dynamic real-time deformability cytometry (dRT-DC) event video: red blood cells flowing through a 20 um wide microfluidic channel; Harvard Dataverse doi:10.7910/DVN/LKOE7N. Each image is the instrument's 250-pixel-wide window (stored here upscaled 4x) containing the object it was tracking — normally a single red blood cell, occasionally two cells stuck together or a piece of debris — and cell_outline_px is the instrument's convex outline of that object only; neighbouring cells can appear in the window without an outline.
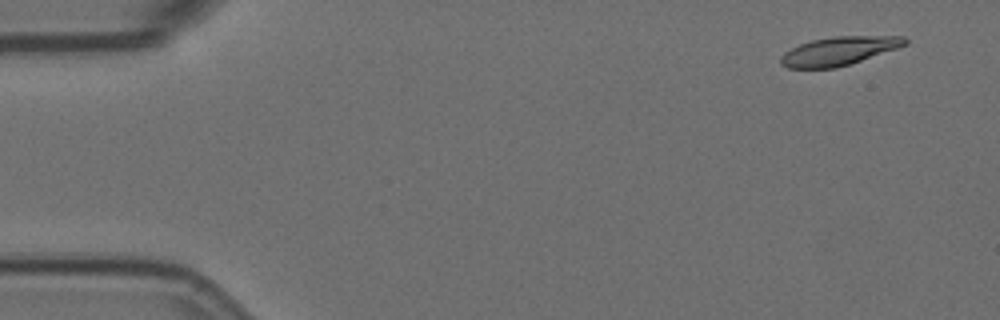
{"species": "Egyptian fruit bat (a non-hibernating species)", "species_latin": "Rousettus aegyptiacus", "temperature_condition": "room temperature", "stored_images_in_passage": 7, "camera_frame_rate_fps": 3000, "um_per_image_px": 0.085, "animal": {"sex": "female"}, "frame": {"image": 1, "passage_image": 1, "time_ms": 0.0, "image_size_px": [1000, 320], "cell_outline_px": [[908, 44], [836, 68], [788, 68], [780, 64], [780, 56], [784, 52], [800, 44], [812, 40], [832, 36], [904, 36], [908, 40]], "centroid_in_image_um": [71.27, 4.33], "position_along_channel_um": 13.7, "area_um2": 20.46}}
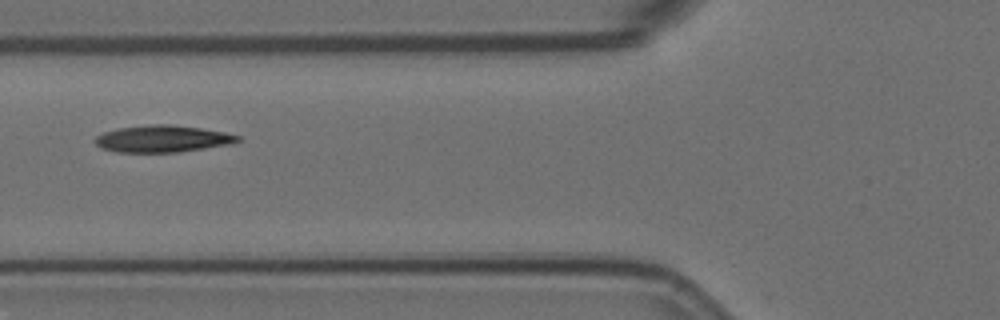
{"frame": {"image": 2, "passage_image": 6, "time_ms": 1.667, "image_size_px": [1000, 320], "cell_outline_px": [[240, 140], [228, 144], [180, 152], [116, 152], [100, 148], [96, 144], [96, 136], [104, 132], [120, 128], [152, 124], [168, 124], [200, 128], [224, 132], [240, 136]], "centroid_in_image_um": [13.79, 11.8], "position_along_channel_um": 112.0, "area_um2": 22.08}}
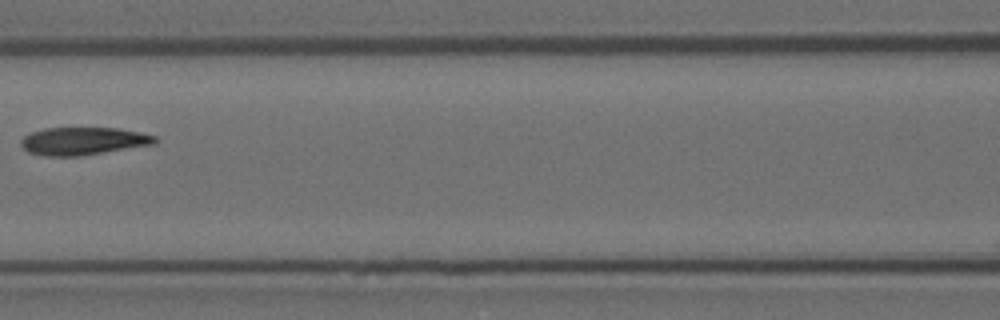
{"frame": {"image": 3, "passage_image": 7, "time_ms": 2.0, "image_size_px": [1000, 320], "cell_outline_px": [[160, 140], [156, 144], [80, 156], [48, 156], [28, 152], [20, 144], [20, 140], [24, 136], [32, 132], [44, 128], [120, 128], [140, 132], [156, 136]], "centroid_in_image_um": [7.12, 11.99], "position_along_channel_um": 159.5, "area_um2": 21.79}}